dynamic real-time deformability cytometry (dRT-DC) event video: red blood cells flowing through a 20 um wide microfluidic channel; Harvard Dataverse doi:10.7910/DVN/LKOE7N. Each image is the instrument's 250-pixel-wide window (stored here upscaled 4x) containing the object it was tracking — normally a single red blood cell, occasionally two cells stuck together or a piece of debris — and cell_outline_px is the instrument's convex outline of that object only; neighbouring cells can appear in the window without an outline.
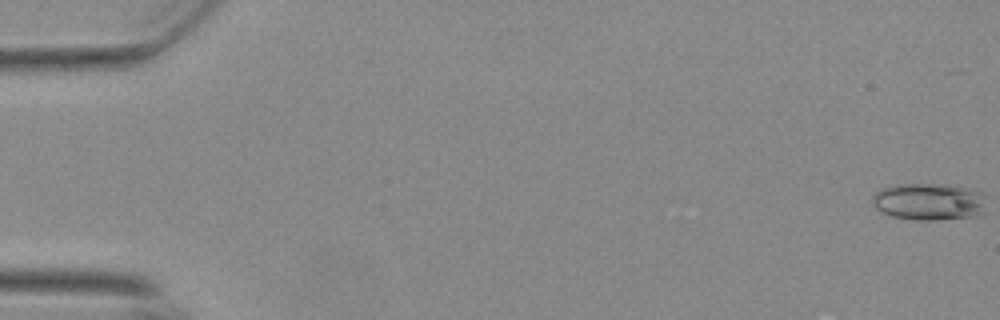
{"species": "Egyptian fruit bat (a non-hibernating species)", "species_latin": "Rousettus aegyptiacus", "temperature_condition": "warm", "stored_images_in_passage": 32, "camera_frame_rate_fps": 3000, "um_per_image_px": 0.085, "animal": {"sex": "female"}, "frame": {"image": 1, "passage_image": 1, "time_ms": 0.0, "image_size_px": [1000, 320], "cell_outline_px": [[984, 212], [980, 216], [936, 220], [920, 220], [892, 216], [876, 208], [872, 204], [872, 196], [876, 192], [884, 188], [896, 184], [928, 184], [960, 188], [972, 192]], "centroid_in_image_um": [78.77, 17.18], "position_along_channel_um": 6.2, "area_um2": 23.24}}
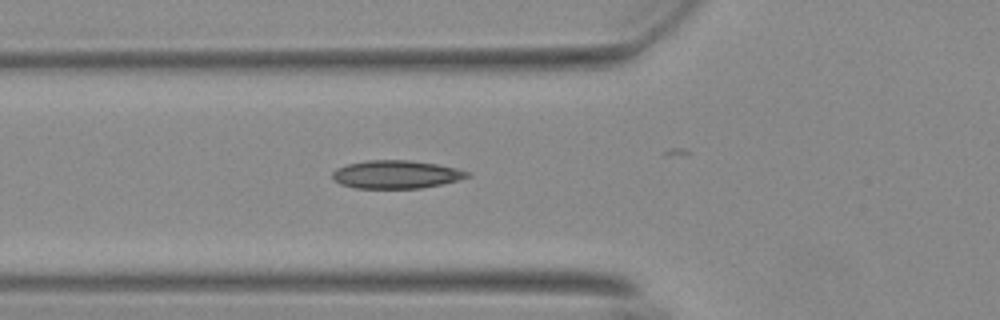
{"frame": {"image": 2, "passage_image": 21, "time_ms": 6.667, "image_size_px": [1000, 320], "cell_outline_px": [[472, 172], [468, 176], [456, 180], [440, 184], [420, 188], [356, 188], [340, 184], [332, 180], [332, 172], [336, 168], [348, 164], [368, 160], [408, 160], [436, 164], [456, 168]], "centroid_in_image_um": [33.62, 14.82], "position_along_channel_um": 92.2, "area_um2": 21.96}}
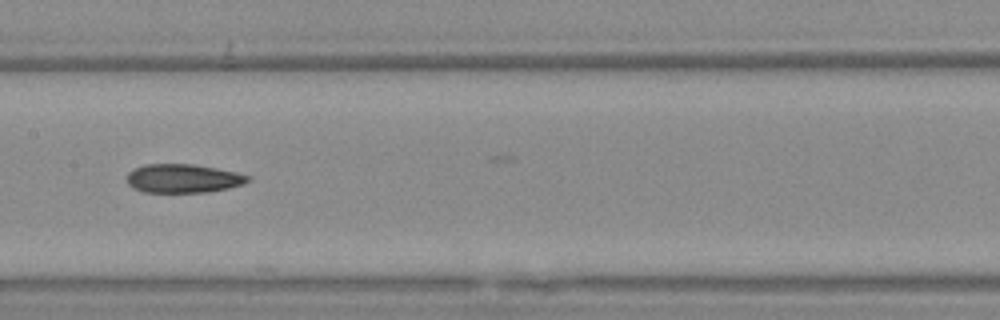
{"frame": {"image": 3, "passage_image": 29, "time_ms": 9.333, "image_size_px": [1000, 320], "cell_outline_px": [[248, 180], [244, 184], [228, 188], [208, 192], [144, 192], [132, 188], [128, 184], [128, 172], [132, 168], [144, 164], [192, 164], [216, 168], [236, 172], [248, 176]], "centroid_in_image_um": [15.52, 15.16], "position_along_channel_um": 191.9, "area_um2": 20.23}}